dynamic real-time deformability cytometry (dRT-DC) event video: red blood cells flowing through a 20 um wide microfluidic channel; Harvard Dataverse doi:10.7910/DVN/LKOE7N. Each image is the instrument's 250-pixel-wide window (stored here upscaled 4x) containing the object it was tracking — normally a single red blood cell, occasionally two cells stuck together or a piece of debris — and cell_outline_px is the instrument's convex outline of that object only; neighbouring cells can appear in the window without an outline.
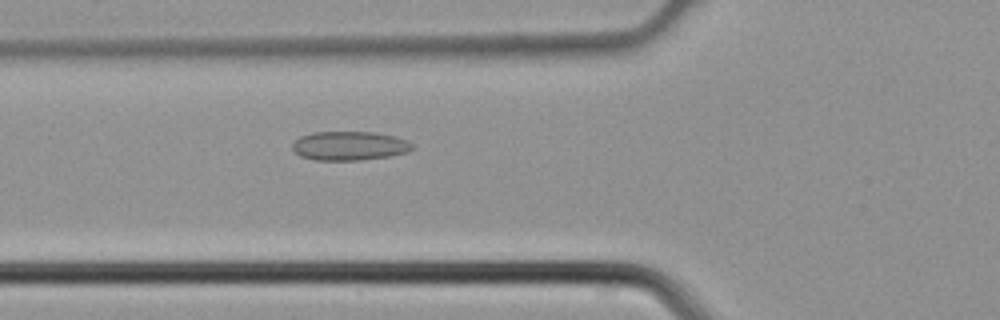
{"species": "common noctule bat (a hibernating species)", "species_latin": "Nyctalus noctula", "temperature_condition": "cold", "stored_images_in_passage": 4, "camera_frame_rate_fps": 3000, "um_per_image_px": 0.085, "animal": {"sex": "male", "body_mass_g": 21.5, "forearm_length_mm": 52.0}, "frame": {"image": 1, "passage_image": 4, "time_ms": 1.0, "image_size_px": [1000, 320], "cell_outline_px": [[412, 148], [408, 152], [388, 156], [356, 160], [316, 160], [300, 156], [292, 148], [292, 144], [300, 136], [312, 132], [376, 132], [396, 136], [408, 140], [412, 144]], "centroid_in_image_um": [29.7, 12.38], "position_along_channel_um": 96.1, "area_um2": 20.23}}